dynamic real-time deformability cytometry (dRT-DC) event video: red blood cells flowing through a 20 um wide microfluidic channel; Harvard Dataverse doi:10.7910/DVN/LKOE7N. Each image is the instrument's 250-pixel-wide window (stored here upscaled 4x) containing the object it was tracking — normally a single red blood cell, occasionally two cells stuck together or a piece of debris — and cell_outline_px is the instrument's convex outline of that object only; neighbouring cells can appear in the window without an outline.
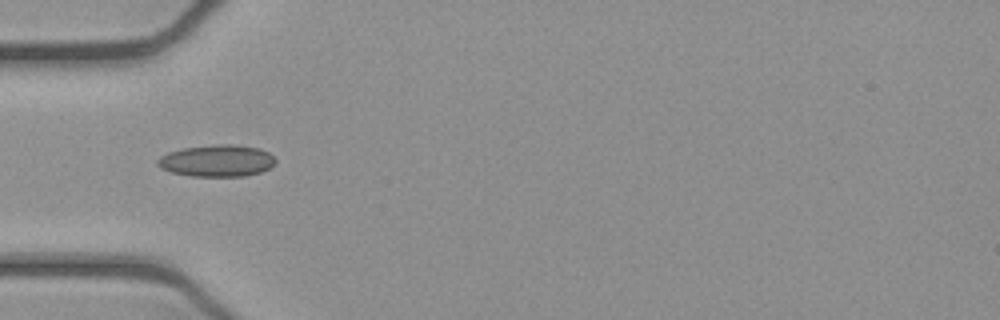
{"species": "common noctule bat (a hibernating species)", "species_latin": "Nyctalus noctula", "temperature_condition": "cold", "stored_images_in_passage": 39, "camera_frame_rate_fps": 3000, "um_per_image_px": 0.085, "animal": {"sex": "female", "body_mass_g": 21.9}, "frame": {"image": 1, "passage_image": 4, "time_ms": 1.0, "image_size_px": [1000, 320], "cell_outline_px": [[276, 160], [268, 168], [260, 172], [244, 176], [192, 176], [172, 172], [160, 168], [156, 164], [156, 160], [160, 156], [168, 152], [184, 148], [216, 144], [236, 144], [260, 148], [268, 152]], "centroid_in_image_um": [18.41, 13.65], "position_along_channel_um": 66.6, "area_um2": 21.85}}
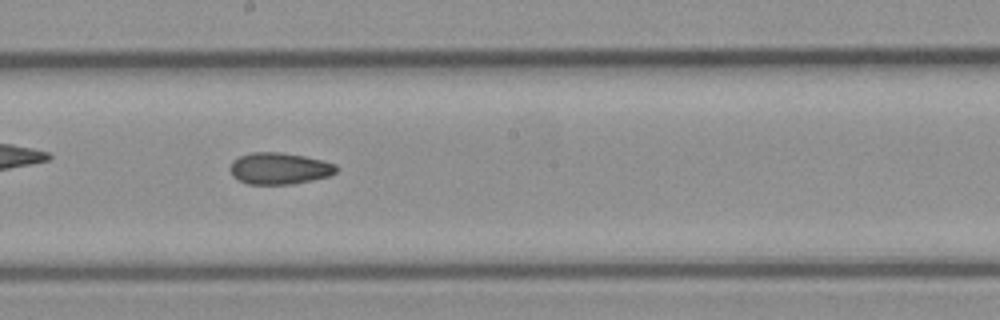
{"frame": {"image": 2, "passage_image": 16, "time_ms": 5.0, "image_size_px": [1000, 320], "cell_outline_px": [[336, 172], [332, 176], [292, 184], [248, 184], [232, 176], [228, 168], [232, 160], [240, 156], [252, 152], [280, 152], [304, 156], [336, 164]], "centroid_in_image_um": [23.72, 14.32], "position_along_channel_um": 224.5, "area_um2": 19.65}}
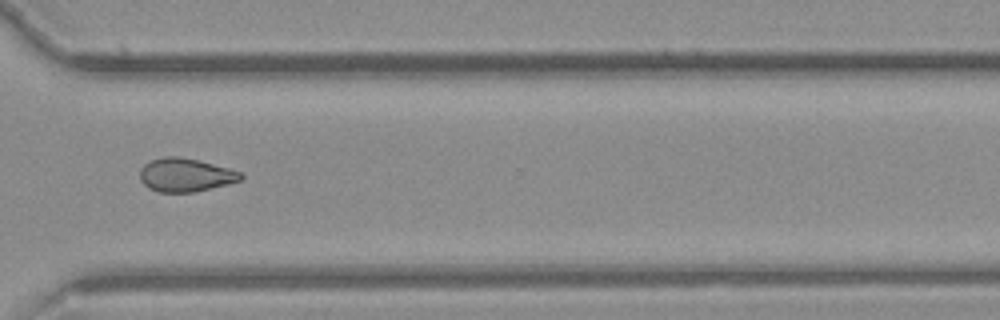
{"frame": {"image": 3, "passage_image": 26, "time_ms": 8.333, "image_size_px": [1000, 320], "cell_outline_px": [[244, 180], [228, 184], [192, 192], [160, 192], [148, 188], [140, 180], [140, 168], [144, 164], [152, 160], [164, 156], [176, 156], [196, 160], [228, 168], [240, 172], [244, 176]], "centroid_in_image_um": [15.76, 14.88], "position_along_channel_um": 354.8, "area_um2": 19.54}, "authors_computed_cell_mechanics": {"area_um2": 19.7676, "velocity_mm_per_s": 3.9228, "shape_relaxation_time_tau1_ms": null, "shape_relaxation_time_tau2_ms": 8.4661, "deformation_change_tau1": null, "deformation_change_tau2": 0.1465}}